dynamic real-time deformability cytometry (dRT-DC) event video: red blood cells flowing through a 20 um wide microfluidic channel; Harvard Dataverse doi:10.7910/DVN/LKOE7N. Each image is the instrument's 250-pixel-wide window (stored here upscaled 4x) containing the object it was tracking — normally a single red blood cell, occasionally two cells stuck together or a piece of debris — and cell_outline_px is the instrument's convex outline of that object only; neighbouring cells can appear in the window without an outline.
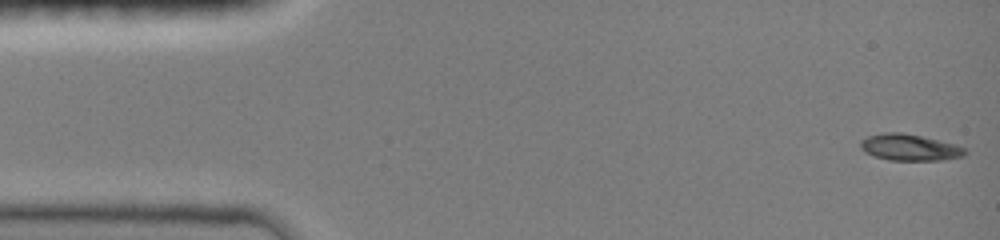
{"species": "common noctule bat (a hibernating species)", "species_latin": "Nyctalus noctula", "temperature_condition": "room temperature", "stored_images_in_passage": 47, "camera_frame_rate_fps": 3000, "um_per_image_px": 0.085, "animal": {"sex": "female", "body_mass_g": 19.0, "forearm_length_mm": 51.5}, "frame": {"image": 1, "passage_image": 1, "time_ms": 0.0, "image_size_px": [1000, 240], "cell_outline_px": [[968, 152], [964, 156], [940, 160], [888, 160], [864, 152], [860, 148], [860, 140], [868, 136], [884, 132], [900, 132], [920, 136], [952, 144], [964, 148]], "centroid_in_image_um": [77.27, 12.53], "position_along_channel_um": 7.7, "area_um2": 15.9}}
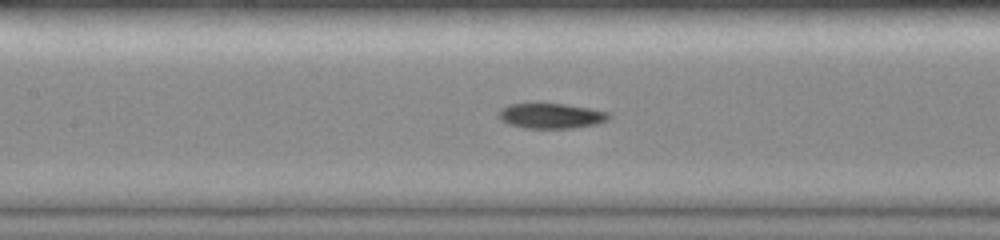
{"frame": {"image": 2, "passage_image": 21, "time_ms": 6.667, "image_size_px": [1000, 240], "cell_outline_px": [[612, 116], [608, 120], [596, 124], [572, 128], [524, 128], [508, 124], [500, 120], [496, 116], [496, 112], [500, 108], [508, 104], [536, 100], [592, 108], [608, 112]], "centroid_in_image_um": [46.75, 9.79], "position_along_channel_um": 160.7, "area_um2": 17.22}}
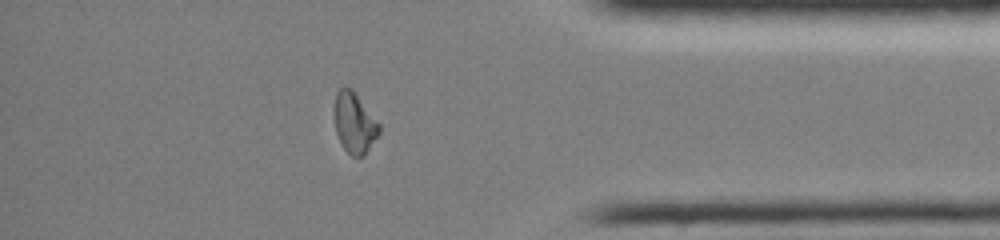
{"frame": {"image": 3, "passage_image": 40, "time_ms": 13.0, "image_size_px": [1000, 240], "cell_outline_px": [[380, 132], [368, 148], [360, 156], [352, 156], [344, 148], [336, 132], [332, 112], [332, 108], [336, 92], [340, 88], [352, 88], [380, 124]], "centroid_in_image_um": [30.08, 10.38], "position_along_channel_um": 405.1, "area_um2": 15.78}, "authors_computed_cell_mechanics": {"area_um2": 16.1262, "velocity_mm_per_s": 4.0657, "shape_relaxation_time_tau1_ms": 4.2082, "shape_relaxation_time_tau2_ms": 5.9596, "deformation_change_tau1": 0.2227, "deformation_change_tau2": 0.0984}}